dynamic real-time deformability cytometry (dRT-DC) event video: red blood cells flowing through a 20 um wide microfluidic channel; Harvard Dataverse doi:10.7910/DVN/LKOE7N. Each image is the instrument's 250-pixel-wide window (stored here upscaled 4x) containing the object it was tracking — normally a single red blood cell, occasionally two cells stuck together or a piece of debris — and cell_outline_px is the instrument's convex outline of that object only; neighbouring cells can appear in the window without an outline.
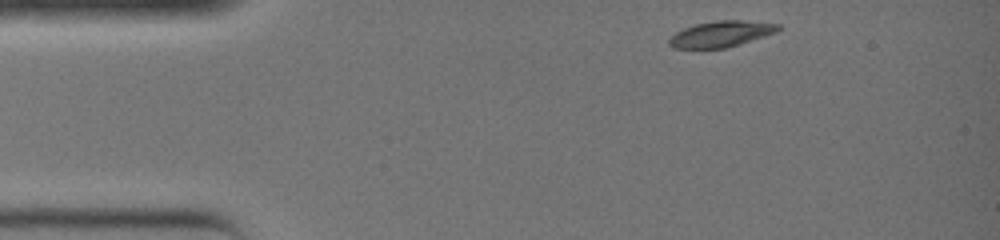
{"species": "common noctule bat (a hibernating species)", "species_latin": "Nyctalus noctula", "temperature_condition": "warm", "stored_images_in_passage": 29, "camera_frame_rate_fps": 3000, "um_per_image_px": 0.085, "animal": {"sex": "female", "body_mass_g": 19.0, "forearm_length_mm": 51.5}, "frame": {"image": 1, "passage_image": 1, "time_ms": 0.0, "image_size_px": [1000, 240], "cell_outline_px": [[784, 28], [776, 32], [740, 44], [724, 48], [672, 48], [668, 44], [668, 40], [676, 32], [684, 28], [696, 24], [716, 20], [744, 20], [780, 24]], "centroid_in_image_um": [61.32, 2.88], "position_along_channel_um": 23.7, "area_um2": 16.53}}
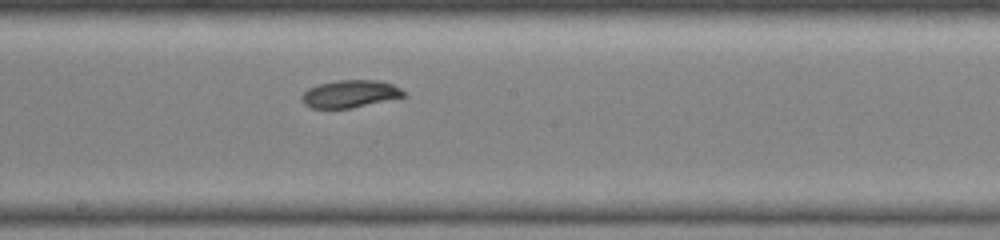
{"frame": {"image": 2, "passage_image": 16, "time_ms": 5.0, "image_size_px": [1000, 240], "cell_outline_px": [[408, 96], [352, 108], [312, 108], [304, 104], [300, 100], [300, 96], [308, 88], [320, 84], [336, 80], [380, 80], [392, 84], [400, 88]], "centroid_in_image_um": [29.76, 7.98], "position_along_channel_um": 218.4, "area_um2": 16.47}}
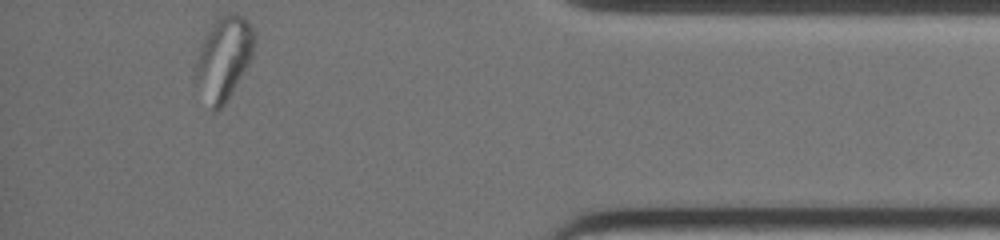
{"frame": {"image": 3, "passage_image": 29, "time_ms": 9.333, "image_size_px": [1000, 240], "cell_outline_px": [[256, 44], [252, 56], [248, 64], [228, 100], [216, 112], [212, 112], [196, 84], [196, 60], [200, 48], [212, 24], [220, 16], [228, 12], [236, 12], [244, 16], [248, 20], [256, 32]], "centroid_in_image_um": [19.06, 4.92], "position_along_channel_um": 416.1, "area_um2": 28.61}}